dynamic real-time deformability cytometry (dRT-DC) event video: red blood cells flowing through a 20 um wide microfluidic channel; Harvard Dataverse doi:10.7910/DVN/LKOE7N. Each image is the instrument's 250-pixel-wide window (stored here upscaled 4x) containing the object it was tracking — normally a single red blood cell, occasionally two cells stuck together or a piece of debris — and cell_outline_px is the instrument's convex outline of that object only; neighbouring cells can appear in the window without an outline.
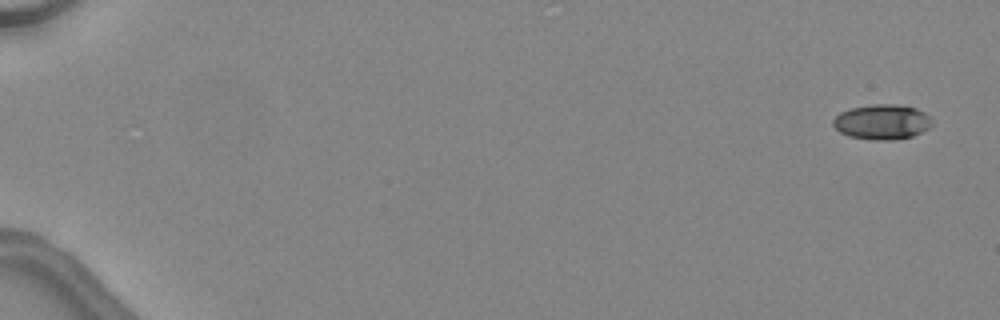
{"species": "common noctule bat (a hibernating species)", "species_latin": "Nyctalus noctula", "temperature_condition": "warm", "stored_images_in_passage": 47, "camera_frame_rate_fps": 3000, "um_per_image_px": 0.085, "animal": {"sex": "female", "body_mass_g": 24.6, "forearm_length_mm": 56.2}, "frame": {"image": 1, "passage_image": 1, "time_ms": 0.0, "image_size_px": [1000, 320], "cell_outline_px": [[932, 124], [928, 128], [912, 136], [892, 140], [872, 140], [848, 136], [840, 132], [832, 124], [832, 120], [840, 112], [848, 108], [872, 104], [896, 104], [916, 108], [932, 116]], "centroid_in_image_um": [74.96, 10.35], "position_along_channel_um": 10.0, "area_um2": 20.4}}
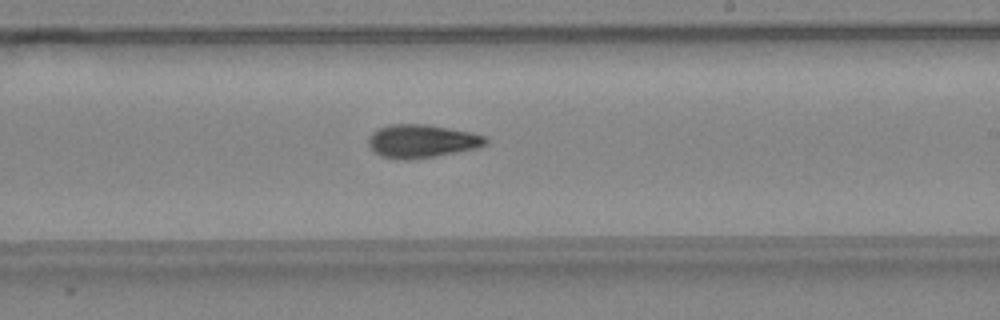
{"frame": {"image": 2, "passage_image": 30, "time_ms": 9.667, "image_size_px": [1000, 320], "cell_outline_px": [[488, 144], [476, 148], [436, 156], [408, 160], [396, 160], [380, 156], [368, 144], [368, 136], [372, 132], [380, 128], [392, 124], [428, 124], [468, 132], [484, 136], [488, 140]], "centroid_in_image_um": [35.83, 12.0], "position_along_channel_um": 253.2, "area_um2": 22.66}}
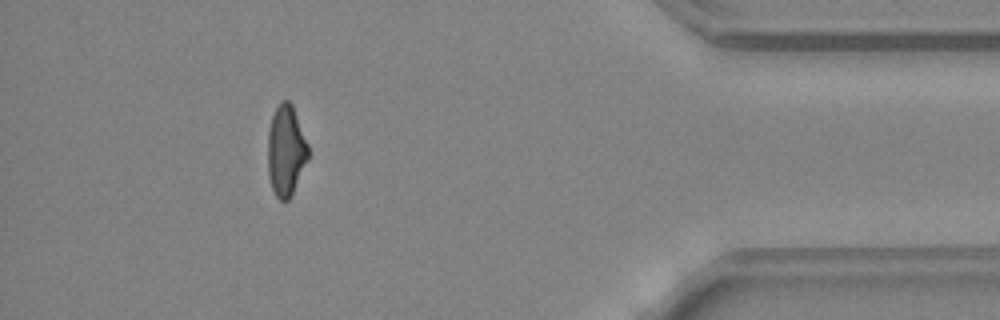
{"frame": {"image": 3, "passage_image": 43, "time_ms": 14.0, "image_size_px": [1000, 320], "cell_outline_px": [[308, 160], [292, 196], [288, 200], [280, 200], [276, 196], [272, 188], [268, 176], [268, 132], [272, 116], [280, 100], [288, 100], [292, 104], [308, 144]], "centroid_in_image_um": [24.31, 12.82], "position_along_channel_um": 410.9, "area_um2": 21.5}, "authors_computed_cell_mechanics": {"area_um2": 21.7906, "velocity_mm_per_s": 4.5602, "shape_relaxation_time_tau1_ms": 6.9498, "shape_relaxation_time_tau2_ms": 4.0091, "deformation_change_tau1": 0.2227, "deformation_change_tau2": 0.1263}}